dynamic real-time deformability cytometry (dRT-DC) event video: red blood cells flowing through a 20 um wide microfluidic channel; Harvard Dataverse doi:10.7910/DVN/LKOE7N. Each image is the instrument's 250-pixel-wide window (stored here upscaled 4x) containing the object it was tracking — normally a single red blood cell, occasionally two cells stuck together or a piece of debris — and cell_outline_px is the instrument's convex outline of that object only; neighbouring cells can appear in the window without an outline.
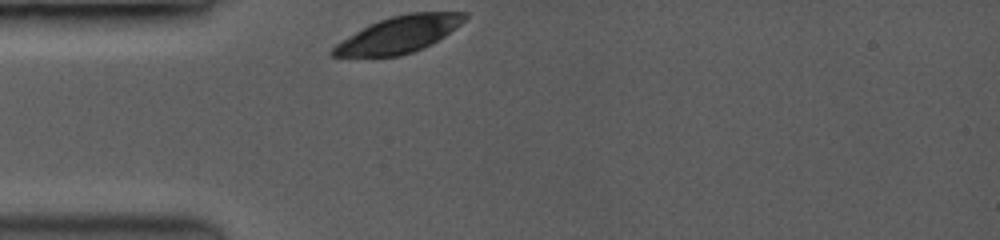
{"species": "common noctule bat (a hibernating species)", "species_latin": "Nyctalus noctula", "temperature_condition": "room temperature", "stored_images_in_passage": 64, "camera_frame_rate_fps": 3500, "um_per_image_px": 0.085, "animal": {"sex": "female", "body_mass_g": 19.0, "forearm_length_mm": 53.3}, "frame": {"image": 1, "passage_image": 1, "time_ms": 0.0, "image_size_px": [1000, 240], "cell_outline_px": [[468, 16], [456, 28], [444, 36], [412, 52], [400, 56], [328, 56], [328, 52], [340, 40], [380, 20], [392, 16], [408, 12], [468, 12]], "centroid_in_image_um": [33.89, 2.92], "position_along_channel_um": 51.1, "area_um2": 27.63}}
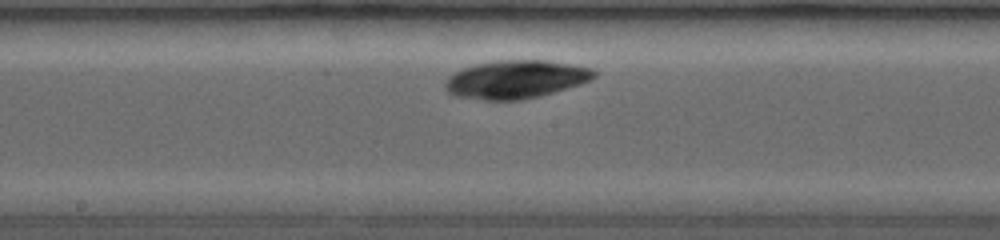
{"frame": {"image": 2, "passage_image": 24, "time_ms": 4.286, "image_size_px": [1000, 240], "cell_outline_px": [[596, 76], [592, 80], [580, 84], [552, 92], [520, 100], [488, 100], [460, 96], [448, 92], [444, 88], [444, 84], [448, 76], [472, 64], [496, 60], [544, 60], [592, 68], [596, 72]], "centroid_in_image_um": [43.83, 6.73], "position_along_channel_um": 204.4, "area_um2": 32.83}}
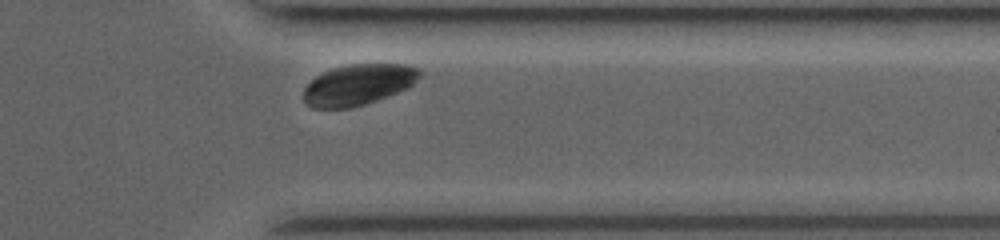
{"frame": {"image": 3, "passage_image": 58, "time_ms": 8.857, "image_size_px": [1000, 240], "cell_outline_px": [[420, 76], [408, 88], [376, 100], [352, 108], [312, 108], [304, 100], [304, 88], [316, 76], [332, 68], [352, 64], [404, 64], [416, 68], [420, 72]], "centroid_in_image_um": [30.44, 7.2], "position_along_channel_um": 381.0, "area_um2": 27.34}}